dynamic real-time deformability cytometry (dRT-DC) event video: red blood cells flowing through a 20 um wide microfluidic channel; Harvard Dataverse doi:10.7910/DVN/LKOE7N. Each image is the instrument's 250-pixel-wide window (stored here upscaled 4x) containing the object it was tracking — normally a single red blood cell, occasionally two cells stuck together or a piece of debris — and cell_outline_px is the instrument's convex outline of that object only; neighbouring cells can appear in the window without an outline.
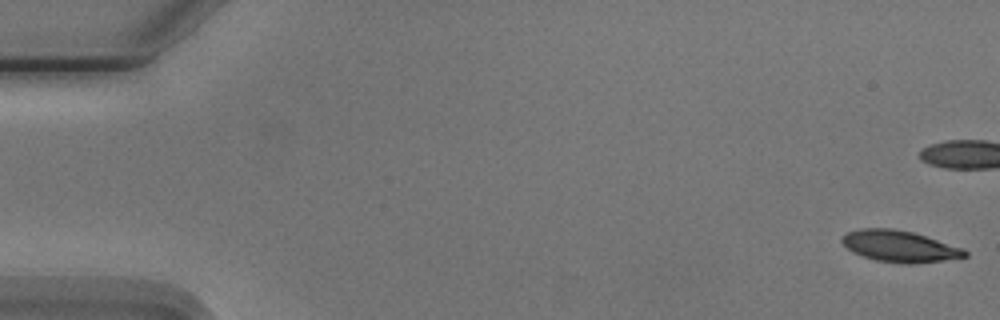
{"species": "Egyptian fruit bat (a non-hibernating species)", "species_latin": "Rousettus aegyptiacus", "temperature_condition": "cold", "stored_images_in_passage": 6, "camera_frame_rate_fps": 3000, "um_per_image_px": 0.085, "animal": {"sex": "male"}, "frame": {"image": 1, "passage_image": 1, "time_ms": 0.0, "image_size_px": [1000, 320], "cell_outline_px": [[968, 256], [940, 260], [908, 264], [876, 260], [852, 252], [840, 240], [848, 232], [860, 228], [892, 228], [912, 232], [964, 248], [968, 252]], "centroid_in_image_um": [76.46, 20.92], "position_along_channel_um": 8.5, "area_um2": 22.14}}